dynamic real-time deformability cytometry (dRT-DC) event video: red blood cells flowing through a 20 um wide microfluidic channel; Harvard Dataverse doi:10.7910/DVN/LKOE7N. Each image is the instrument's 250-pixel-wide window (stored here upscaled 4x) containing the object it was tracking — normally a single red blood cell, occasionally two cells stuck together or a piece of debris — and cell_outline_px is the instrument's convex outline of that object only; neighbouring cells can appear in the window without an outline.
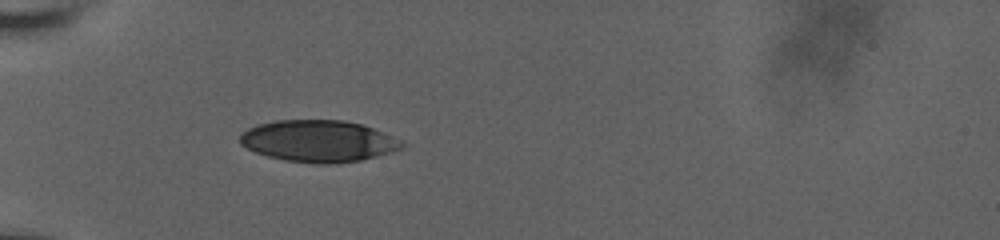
{"species": "human", "species_latin": "Homo sapiens", "temperature_condition": "room temperature", "stored_images_in_passage": 15, "camera_frame_rate_fps": 3000, "um_per_image_px": 0.085, "donor": {"sex": "male"}, "frame": {"image": 1, "passage_image": 4, "time_ms": 1.333, "image_size_px": [1000, 240], "cell_outline_px": [[408, 144], [404, 148], [376, 156], [360, 160], [336, 164], [316, 164], [284, 160], [268, 156], [256, 152], [240, 144], [240, 136], [248, 128], [260, 124], [276, 120], [344, 120], [360, 124], [372, 128]], "centroid_in_image_um": [27.07, 12.0], "position_along_channel_um": 57.9, "area_um2": 39.19}}
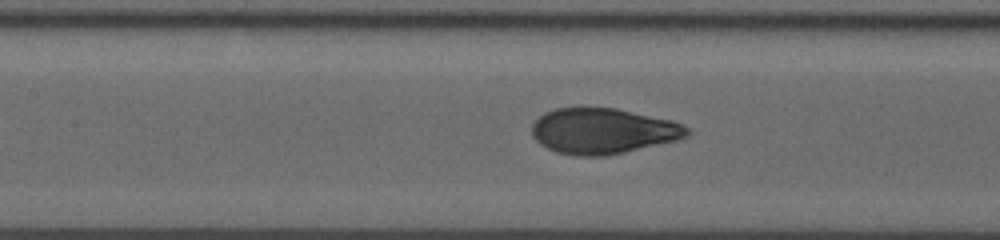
{"frame": {"image": 2, "passage_image": 11, "time_ms": 4.333, "image_size_px": [1000, 240], "cell_outline_px": [[692, 132], [688, 136], [676, 140], [624, 152], [604, 156], [576, 156], [556, 152], [540, 144], [532, 136], [532, 124], [544, 112], [556, 108], [616, 108], [672, 120], [688, 128]], "centroid_in_image_um": [51.24, 11.14], "position_along_channel_um": 156.2, "area_um2": 41.15}}
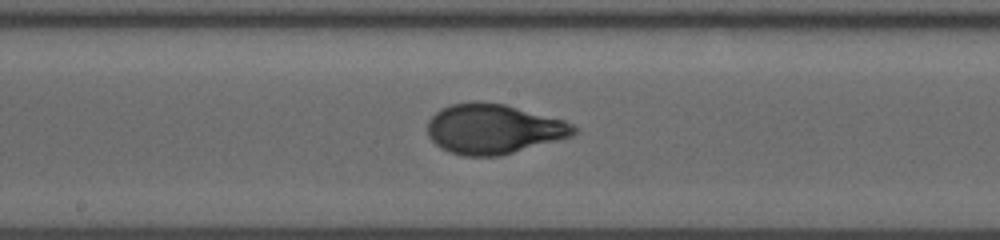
{"frame": {"image": 3, "passage_image": 14, "time_ms": 5.667, "image_size_px": [1000, 240], "cell_outline_px": [[576, 132], [572, 136], [500, 156], [464, 156], [440, 148], [428, 136], [428, 120], [440, 108], [452, 104], [472, 100], [476, 100], [504, 104], [564, 120], [572, 124], [576, 128]], "centroid_in_image_um": [41.92, 10.95], "position_along_channel_um": 206.3, "area_um2": 42.48}}